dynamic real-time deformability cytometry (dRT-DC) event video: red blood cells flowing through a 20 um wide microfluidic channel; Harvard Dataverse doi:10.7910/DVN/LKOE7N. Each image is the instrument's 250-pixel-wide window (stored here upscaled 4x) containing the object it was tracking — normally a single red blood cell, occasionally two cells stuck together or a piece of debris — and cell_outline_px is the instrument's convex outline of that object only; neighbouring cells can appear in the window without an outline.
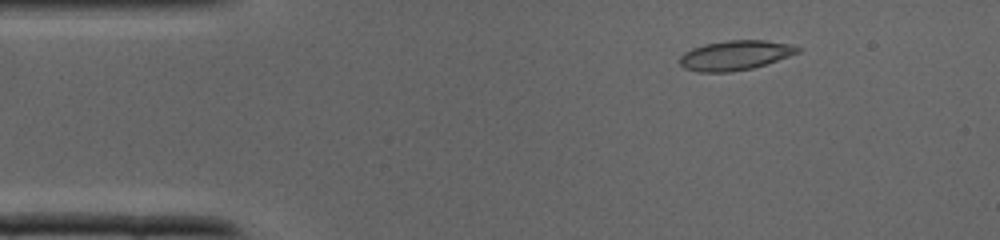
{"species": "common noctule bat (a hibernating species)", "species_latin": "Nyctalus noctula", "temperature_condition": "cold", "stored_images_in_passage": 34, "camera_frame_rate_fps": 3000, "um_per_image_px": 0.085, "animal": {"sex": "male", "body_mass_g": 19.0, "forearm_length_mm": 50.8}, "frame": {"image": 1, "passage_image": 2, "time_ms": 0.333, "image_size_px": [1000, 240], "cell_outline_px": [[804, 48], [800, 52], [752, 68], [728, 72], [700, 72], [684, 68], [680, 64], [680, 56], [684, 52], [692, 48], [704, 44], [728, 40], [764, 40], [792, 44]], "centroid_in_image_um": [62.5, 4.69], "position_along_channel_um": 22.5, "area_um2": 20.35}}
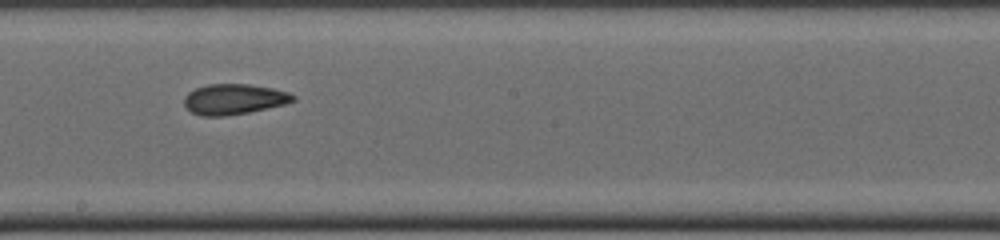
{"frame": {"image": 2, "passage_image": 17, "time_ms": 5.333, "image_size_px": [1000, 240], "cell_outline_px": [[296, 100], [284, 104], [248, 112], [224, 116], [200, 116], [192, 112], [184, 104], [184, 96], [188, 92], [196, 88], [208, 84], [248, 84], [272, 88], [288, 92], [296, 96]], "centroid_in_image_um": [19.87, 8.43], "position_along_channel_um": 228.3, "area_um2": 19.25}}
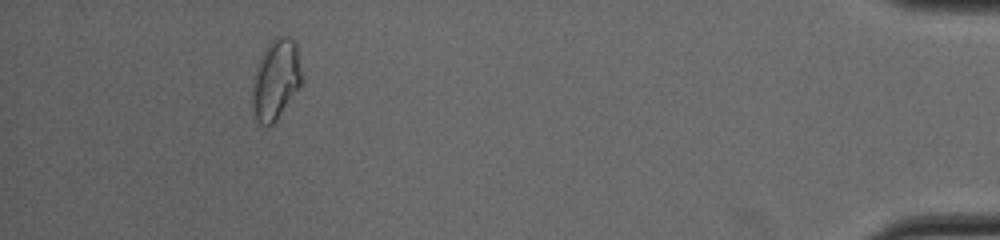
{"frame": {"image": 3, "passage_image": 31, "time_ms": 10.0, "image_size_px": [1000, 240], "cell_outline_px": [[300, 84], [276, 120], [272, 124], [260, 124], [256, 120], [252, 104], [252, 80], [256, 68], [268, 44], [276, 36], [288, 36], [296, 44], [300, 72]], "centroid_in_image_um": [23.4, 6.76], "position_along_channel_um": 411.8, "area_um2": 22.31}}